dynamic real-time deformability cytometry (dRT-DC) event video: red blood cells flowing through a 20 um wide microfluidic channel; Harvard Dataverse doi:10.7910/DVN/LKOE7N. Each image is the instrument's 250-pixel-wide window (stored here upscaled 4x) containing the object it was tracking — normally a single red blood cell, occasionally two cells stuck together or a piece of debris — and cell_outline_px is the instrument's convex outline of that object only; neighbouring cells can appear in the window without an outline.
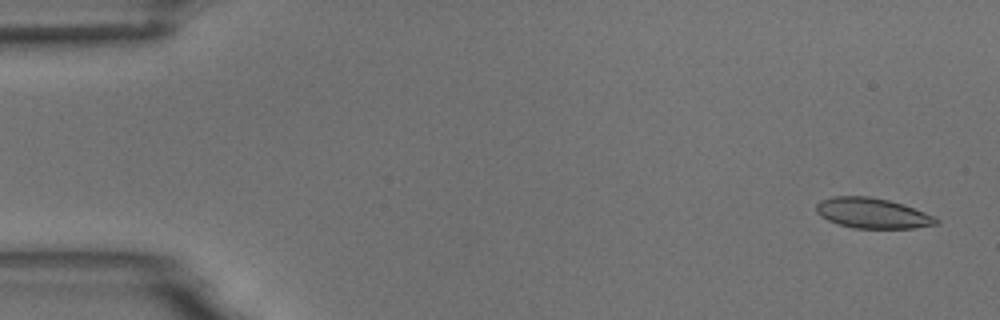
{"species": "common noctule bat (a hibernating species)", "species_latin": "Nyctalus noctula", "temperature_condition": "room temperature", "stored_images_in_passage": 5, "camera_frame_rate_fps": 3000, "um_per_image_px": 0.085, "animal": {"sex": "male", "body_mass_g": 18.8}, "frame": {"image": 1, "passage_image": 1, "time_ms": 0.0, "image_size_px": [1000, 320], "cell_outline_px": [[940, 224], [916, 228], [852, 228], [828, 220], [820, 216], [816, 212], [816, 204], [820, 200], [832, 196], [868, 196], [888, 200], [904, 204], [924, 212], [940, 220]], "centroid_in_image_um": [74.16, 18.12], "position_along_channel_um": 10.8, "area_um2": 21.27}}
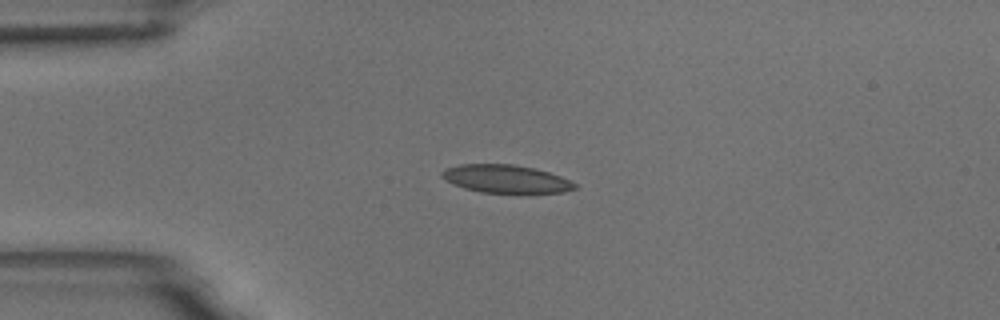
{"frame": {"image": 2, "passage_image": 4, "time_ms": 3.667, "image_size_px": [1000, 320], "cell_outline_px": [[576, 188], [564, 192], [480, 192], [464, 188], [452, 184], [440, 176], [440, 172], [448, 168], [460, 164], [512, 164], [536, 168], [560, 176], [576, 184]], "centroid_in_image_um": [42.96, 15.19], "position_along_channel_um": 42.0, "area_um2": 21.44}}